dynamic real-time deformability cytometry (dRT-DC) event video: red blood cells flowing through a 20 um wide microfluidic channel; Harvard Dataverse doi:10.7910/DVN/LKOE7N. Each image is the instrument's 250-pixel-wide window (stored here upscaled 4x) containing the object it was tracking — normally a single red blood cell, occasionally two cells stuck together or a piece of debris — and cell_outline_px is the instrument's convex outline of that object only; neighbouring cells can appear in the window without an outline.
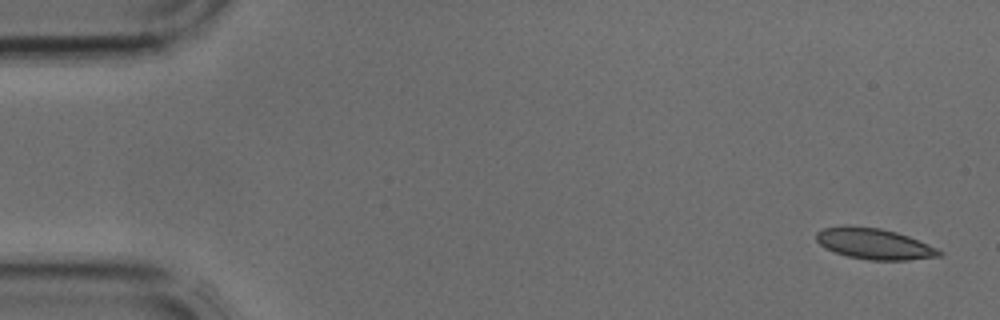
{"species": "common noctule bat (a hibernating species)", "species_latin": "Nyctalus noctula", "temperature_condition": "cold", "stored_images_in_passage": 11, "camera_frame_rate_fps": 3000, "um_per_image_px": 0.085, "animal": {"sex": "male", "body_mass_g": 17.9, "forearm_length_mm": 54.2}, "frame": {"image": 1, "passage_image": 1, "time_ms": 0.0, "image_size_px": [1000, 320], "cell_outline_px": [[944, 252], [940, 256], [908, 260], [872, 260], [848, 256], [824, 248], [816, 240], [816, 232], [824, 228], [848, 224], [880, 228], [896, 232], [908, 236], [940, 248]], "centroid_in_image_um": [74.32, 20.71], "position_along_channel_um": 10.7, "area_um2": 22.37}}